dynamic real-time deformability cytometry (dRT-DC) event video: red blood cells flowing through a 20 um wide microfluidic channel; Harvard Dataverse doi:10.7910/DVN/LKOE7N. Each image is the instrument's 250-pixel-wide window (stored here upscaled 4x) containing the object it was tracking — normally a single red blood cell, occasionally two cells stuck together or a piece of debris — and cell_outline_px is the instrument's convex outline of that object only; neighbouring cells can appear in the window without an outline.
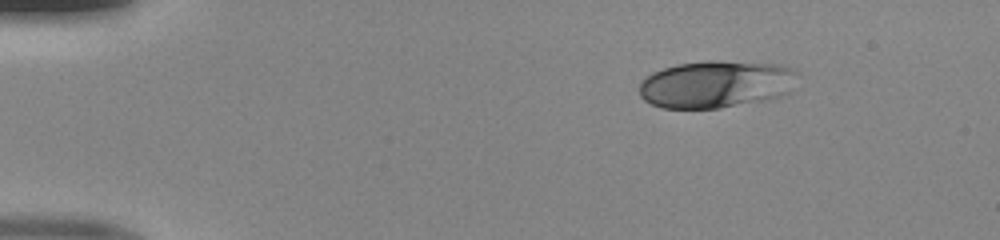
{"species": "human", "species_latin": "Homo sapiens", "temperature_condition": "room temperature", "stored_images_in_passage": 43, "camera_frame_rate_fps": 3000, "um_per_image_px": 0.085, "donor": {"sex": "male"}, "frame": {"image": 1, "passage_image": 1, "time_ms": 0.0, "image_size_px": [1000, 240], "cell_outline_px": [[796, 72], [788, 92], [776, 96], [760, 100], [720, 108], [664, 108], [652, 104], [644, 100], [640, 96], [640, 80], [644, 76], [652, 72], [676, 64], [708, 60], [716, 60], [780, 64], [792, 68]], "centroid_in_image_um": [60.77, 7.13], "position_along_channel_um": 24.2, "area_um2": 43.35}}
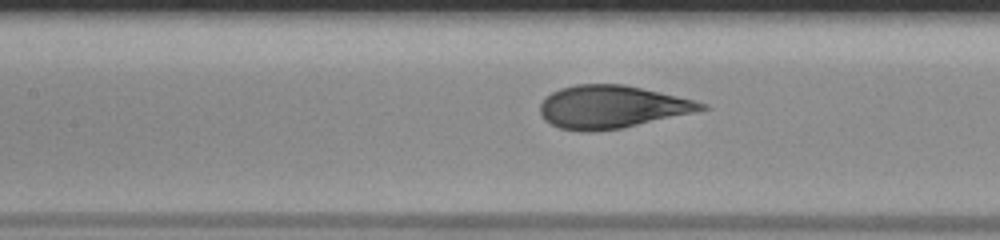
{"frame": {"image": 2, "passage_image": 17, "time_ms": 5.333, "image_size_px": [1000, 240], "cell_outline_px": [[708, 108], [696, 112], [620, 128], [592, 132], [584, 132], [560, 128], [544, 120], [540, 112], [540, 104], [552, 92], [560, 88], [576, 84], [624, 84], [696, 100], [708, 104]], "centroid_in_image_um": [52.01, 9.08], "position_along_channel_um": 155.4, "area_um2": 40.11}}
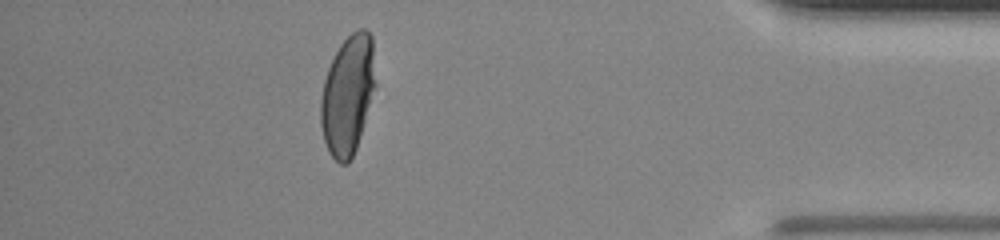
{"frame": {"image": 3, "passage_image": 38, "time_ms": 12.333, "image_size_px": [1000, 240], "cell_outline_px": [[376, 84], [356, 148], [348, 164], [340, 164], [328, 152], [324, 140], [320, 124], [320, 100], [324, 80], [328, 68], [340, 44], [352, 32], [360, 28], [364, 28], [372, 36]], "centroid_in_image_um": [29.55, 8.06], "position_along_channel_um": 405.7, "area_um2": 37.97}}